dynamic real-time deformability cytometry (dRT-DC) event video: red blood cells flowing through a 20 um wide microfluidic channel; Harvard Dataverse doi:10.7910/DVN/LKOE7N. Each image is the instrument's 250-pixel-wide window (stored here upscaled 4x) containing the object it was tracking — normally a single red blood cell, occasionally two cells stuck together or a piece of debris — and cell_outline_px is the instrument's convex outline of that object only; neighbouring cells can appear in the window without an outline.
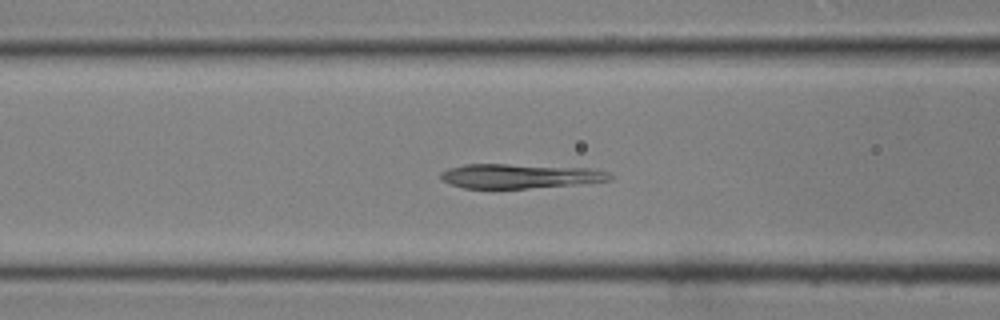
{"species": "common noctule bat (a hibernating species)", "species_latin": "Nyctalus noctula", "temperature_condition": "room temperature", "stored_images_in_passage": 27, "camera_frame_rate_fps": 3000, "um_per_image_px": 0.085, "animal": {"sex": "male", "body_mass_g": 19.0, "forearm_length_mm": 50.8}, "frame": {"image": 1, "passage_image": 7, "time_ms": 2.0, "image_size_px": [1000, 320], "cell_outline_px": [[616, 176], [612, 180], [572, 184], [528, 188], [464, 188], [452, 184], [444, 180], [440, 176], [440, 172], [448, 168], [464, 164], [508, 164], [588, 168], [608, 172]], "centroid_in_image_um": [44.18, 14.95], "position_along_channel_um": 122.4, "area_um2": 23.87}}
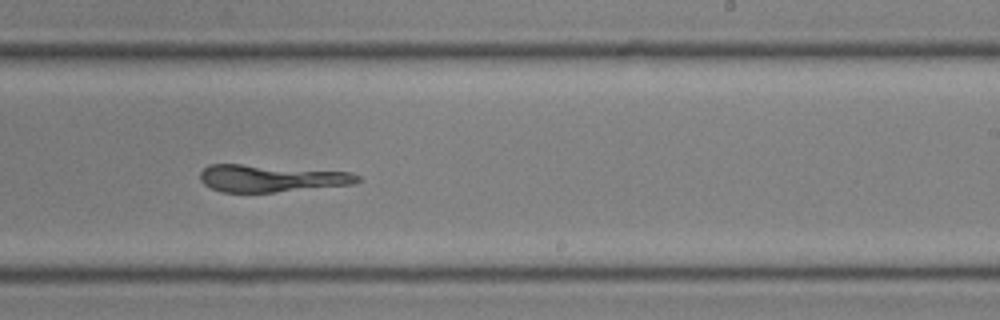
{"frame": {"image": 2, "passage_image": 16, "time_ms": 5.0, "image_size_px": [1000, 320], "cell_outline_px": [[360, 180], [356, 184], [276, 192], [220, 192], [204, 184], [200, 180], [200, 172], [208, 164], [240, 164], [352, 172], [360, 176]], "centroid_in_image_um": [23.05, 15.16], "position_along_channel_um": 265.9, "area_um2": 24.97}}
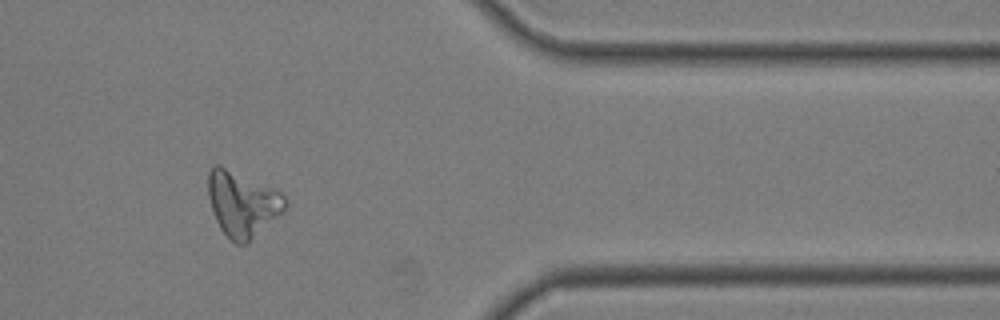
{"frame": {"image": 3, "passage_image": 25, "time_ms": 8.0, "image_size_px": [1000, 320], "cell_outline_px": [[288, 204], [284, 212], [248, 244], [236, 244], [220, 228], [216, 220], [208, 196], [208, 172], [212, 164], [220, 164], [280, 192], [288, 200]], "centroid_in_image_um": [20.62, 17.33], "position_along_channel_um": 390.8, "area_um2": 29.42}}